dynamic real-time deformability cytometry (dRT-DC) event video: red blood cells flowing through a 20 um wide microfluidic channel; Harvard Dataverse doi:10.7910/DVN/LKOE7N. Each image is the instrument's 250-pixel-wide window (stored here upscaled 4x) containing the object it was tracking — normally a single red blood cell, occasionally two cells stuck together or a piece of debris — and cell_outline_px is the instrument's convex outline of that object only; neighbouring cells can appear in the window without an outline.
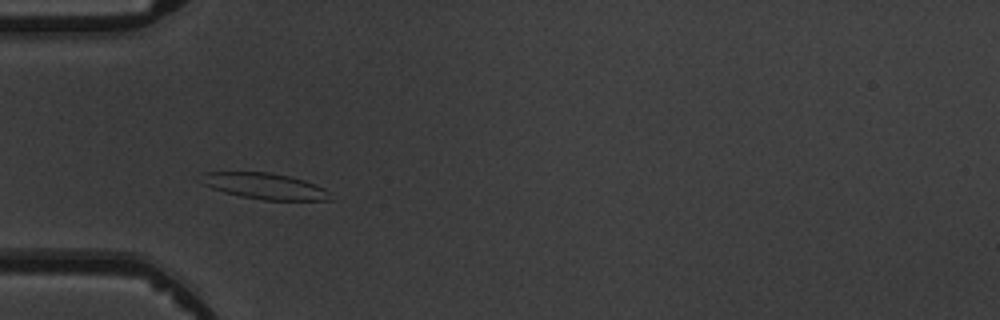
{"species": "common noctule bat (a hibernating species)", "species_latin": "Nyctalus noctula", "temperature_condition": "warm", "stored_images_in_passage": 7, "camera_frame_rate_fps": 3000, "um_per_image_px": 0.085, "animal": {"sex": "male", "body_mass_g": 19.5, "forearm_length_mm": 54.6}, "frame": {"image": 1, "passage_image": 3, "time_ms": 2.333, "image_size_px": [1000, 320], "cell_outline_px": [[332, 200], [264, 200], [240, 196], [224, 192], [212, 188], [204, 184], [204, 172], [272, 172], [304, 180], [324, 188], [328, 192]], "centroid_in_image_um": [22.54, 15.82], "position_along_channel_um": 62.5, "area_um2": 19.31}}
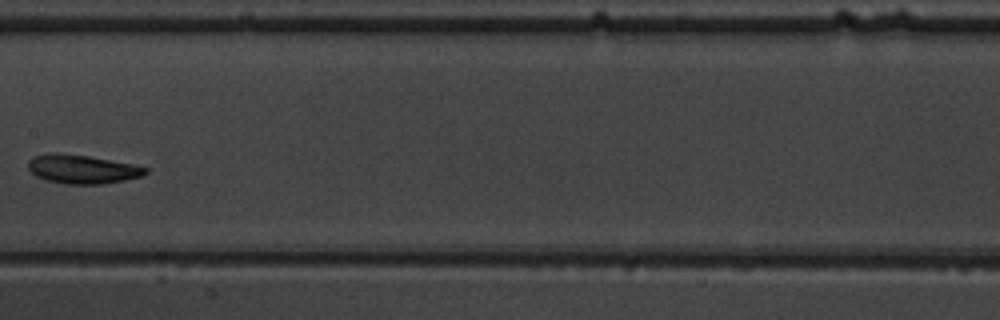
{"frame": {"image": 2, "passage_image": 6, "time_ms": 6.0, "image_size_px": [1000, 320], "cell_outline_px": [[148, 172], [140, 176], [124, 180], [100, 184], [64, 184], [48, 180], [36, 176], [28, 168], [28, 160], [36, 156], [52, 152], [56, 152], [88, 156], [132, 164], [148, 168]], "centroid_in_image_um": [6.97, 14.37], "position_along_channel_um": 200.4, "area_um2": 19.48}}
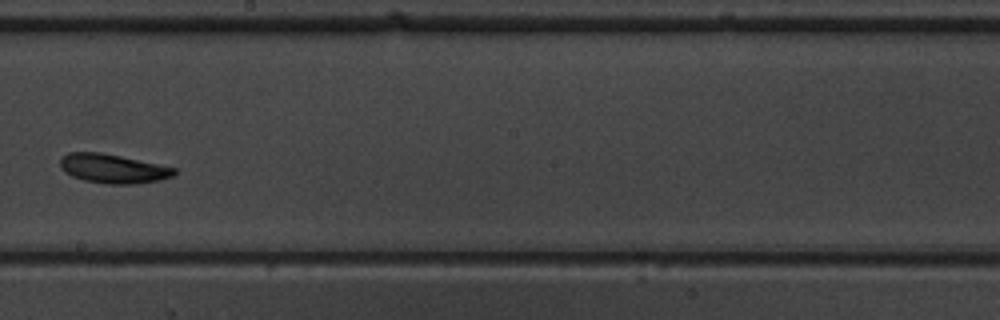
{"frame": {"image": 3, "passage_image": 7, "time_ms": 7.0, "image_size_px": [1000, 320], "cell_outline_px": [[176, 172], [172, 176], [160, 180], [136, 184], [108, 184], [84, 180], [72, 176], [64, 172], [60, 168], [60, 156], [68, 152], [100, 152], [120, 156], [176, 168]], "centroid_in_image_um": [9.56, 14.33], "position_along_channel_um": 238.6, "area_um2": 19.36}}